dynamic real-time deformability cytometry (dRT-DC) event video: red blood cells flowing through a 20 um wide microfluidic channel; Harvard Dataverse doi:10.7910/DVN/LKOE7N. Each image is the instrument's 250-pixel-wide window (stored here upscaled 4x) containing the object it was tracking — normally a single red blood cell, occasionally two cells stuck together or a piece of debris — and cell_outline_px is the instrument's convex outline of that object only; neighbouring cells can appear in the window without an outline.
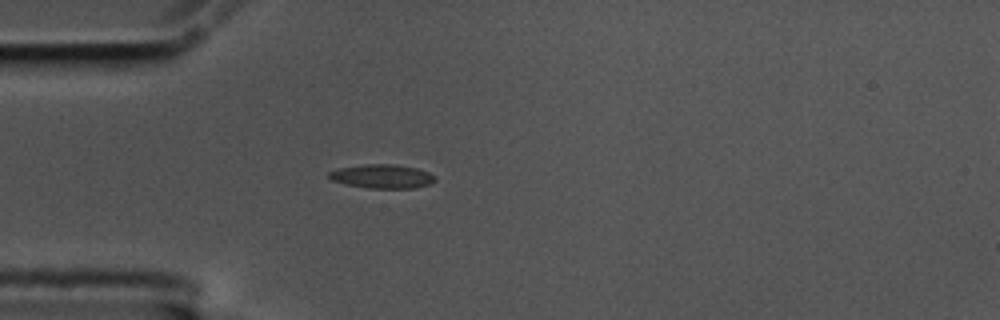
{"species": "common noctule bat (a hibernating species)", "species_latin": "Nyctalus noctula", "temperature_condition": "cold", "stored_images_in_passage": 43, "camera_frame_rate_fps": 3000, "um_per_image_px": 0.085, "animal": {"sex": "male", "body_mass_g": 17.5, "forearm_length_mm": 52.3}, "frame": {"image": 1, "passage_image": 1, "time_ms": 0.0, "image_size_px": [1000, 320], "cell_outline_px": [[436, 180], [432, 184], [416, 188], [368, 188], [344, 184], [332, 180], [328, 176], [328, 172], [340, 168], [364, 164], [396, 164], [416, 168], [428, 172], [436, 176]], "centroid_in_image_um": [32.52, 14.99], "position_along_channel_um": 52.5, "area_um2": 14.91}}
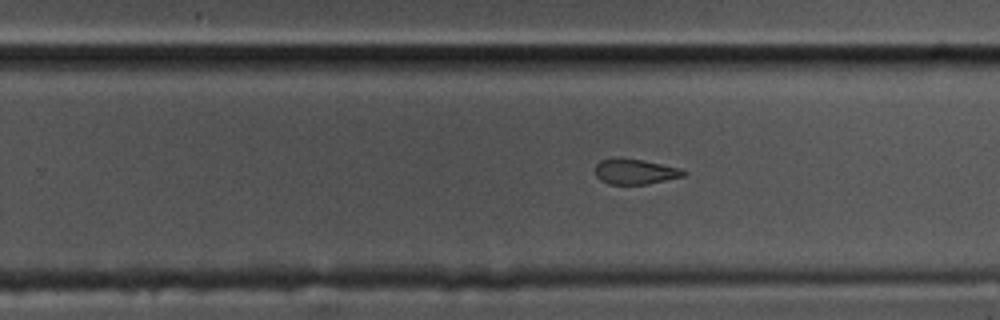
{"frame": {"image": 2, "passage_image": 21, "time_ms": 6.667, "image_size_px": [1000, 320], "cell_outline_px": [[684, 176], [648, 184], [608, 184], [600, 180], [596, 176], [596, 164], [600, 160], [644, 160], [680, 168], [684, 172]], "centroid_in_image_um": [53.99, 14.62], "position_along_channel_um": 275.8, "area_um2": 12.54}}
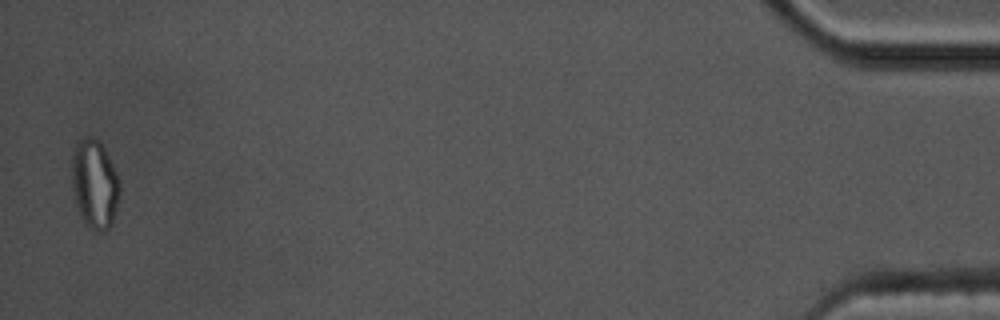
{"frame": {"image": 3, "passage_image": 42, "time_ms": 13.667, "image_size_px": [1000, 320], "cell_outline_px": [[120, 192], [112, 224], [104, 232], [96, 232], [88, 228], [84, 224], [76, 204], [72, 188], [72, 156], [76, 140], [84, 136], [92, 136], [100, 140], [120, 180]], "centroid_in_image_um": [8.03, 15.64], "position_along_channel_um": 427.2, "area_um2": 25.26}, "authors_computed_cell_mechanics": {"area_um2": 14.45, "velocity_mm_per_s": 3.468, "shape_relaxation_time_tau1_ms": null, "shape_relaxation_time_tau2_ms": 3.2034, "deformation_change_tau1": null, "deformation_change_tau2": 0.0954}}